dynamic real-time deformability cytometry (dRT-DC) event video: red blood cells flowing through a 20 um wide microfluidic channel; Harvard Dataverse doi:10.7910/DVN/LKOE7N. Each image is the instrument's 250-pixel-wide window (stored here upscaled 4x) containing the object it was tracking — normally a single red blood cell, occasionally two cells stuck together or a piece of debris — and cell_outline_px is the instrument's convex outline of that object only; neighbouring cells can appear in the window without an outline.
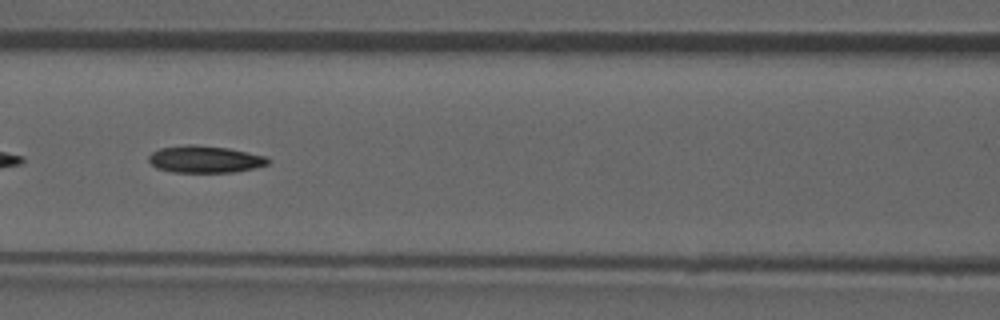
{"species": "common noctule bat (a hibernating species)", "species_latin": "Nyctalus noctula", "temperature_condition": "room temperature", "stored_images_in_passage": 9, "camera_frame_rate_fps": 3000, "um_per_image_px": 0.085, "animal": {"sex": "male", "forearm_length_mm": 52.5}, "frame": {"image": 1, "passage_image": 6, "time_ms": 6.667, "image_size_px": [1000, 320], "cell_outline_px": [[272, 160], [268, 164], [252, 168], [232, 172], [172, 172], [156, 168], [148, 160], [148, 156], [152, 152], [160, 148], [188, 144], [192, 144], [228, 148], [268, 156]], "centroid_in_image_um": [17.42, 13.53], "position_along_channel_um": 149.2, "area_um2": 18.84}}